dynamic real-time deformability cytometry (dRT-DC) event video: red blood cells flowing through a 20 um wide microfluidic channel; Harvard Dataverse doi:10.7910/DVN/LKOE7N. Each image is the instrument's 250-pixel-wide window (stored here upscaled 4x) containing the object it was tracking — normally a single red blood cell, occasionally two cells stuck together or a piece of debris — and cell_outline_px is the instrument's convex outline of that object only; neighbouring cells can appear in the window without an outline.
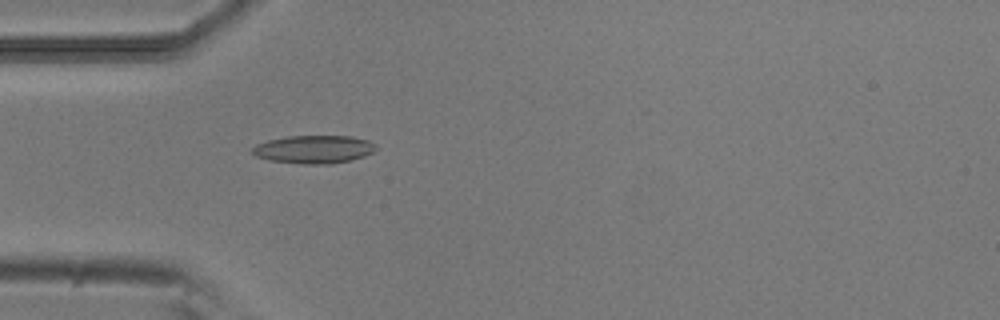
{"species": "common noctule bat (a hibernating species)", "species_latin": "Nyctalus noctula", "temperature_condition": "room temperature", "stored_images_in_passage": 30, "camera_frame_rate_fps": 3000, "um_per_image_px": 0.085, "animal": {"sex": "male", "body_mass_g": 20.5, "forearm_length_mm": 52.5}, "frame": {"image": 1, "passage_image": 1, "time_ms": 0.0, "image_size_px": [1000, 320], "cell_outline_px": [[376, 148], [372, 152], [364, 156], [332, 164], [304, 164], [268, 160], [256, 156], [252, 152], [252, 148], [256, 144], [268, 140], [288, 136], [352, 136], [368, 140], [376, 144]], "centroid_in_image_um": [26.67, 12.69], "position_along_channel_um": 58.3, "area_um2": 20.17}}
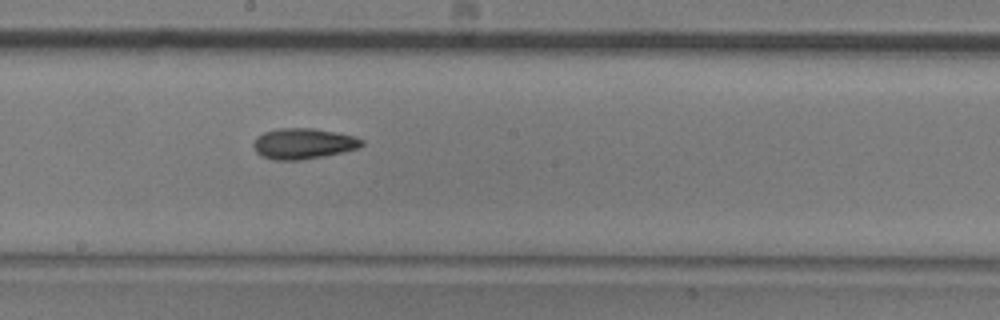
{"frame": {"image": 2, "passage_image": 14, "time_ms": 4.333, "image_size_px": [1000, 320], "cell_outline_px": [[364, 144], [360, 148], [324, 156], [300, 160], [272, 160], [260, 156], [256, 152], [252, 144], [256, 136], [264, 132], [280, 128], [316, 128], [336, 132], [352, 136], [364, 140]], "centroid_in_image_um": [25.76, 12.21], "position_along_channel_um": 222.4, "area_um2": 19.59}}
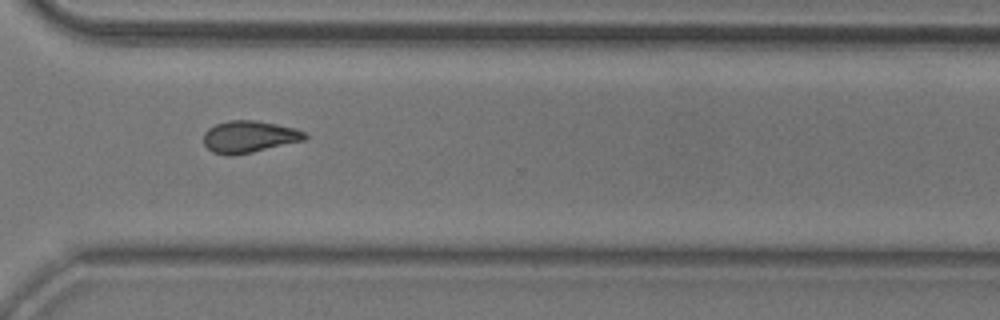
{"frame": {"image": 3, "passage_image": 24, "time_ms": 7.667, "image_size_px": [1000, 320], "cell_outline_px": [[308, 136], [304, 140], [252, 152], [232, 156], [228, 156], [212, 152], [204, 144], [204, 132], [208, 128], [216, 124], [228, 120], [256, 120], [276, 124], [292, 128], [304, 132]], "centroid_in_image_um": [21.13, 11.62], "position_along_channel_um": 349.5, "area_um2": 18.73}, "authors_computed_cell_mechanics": {"area_um2": 18.6116, "velocity_mm_per_s": 3.8219, "shape_relaxation_time_tau1_ms": 7.9474, "shape_relaxation_time_tau2_ms": 4.6845, "deformation_change_tau1": 0.1892, "deformation_change_tau2": 0.1296}}